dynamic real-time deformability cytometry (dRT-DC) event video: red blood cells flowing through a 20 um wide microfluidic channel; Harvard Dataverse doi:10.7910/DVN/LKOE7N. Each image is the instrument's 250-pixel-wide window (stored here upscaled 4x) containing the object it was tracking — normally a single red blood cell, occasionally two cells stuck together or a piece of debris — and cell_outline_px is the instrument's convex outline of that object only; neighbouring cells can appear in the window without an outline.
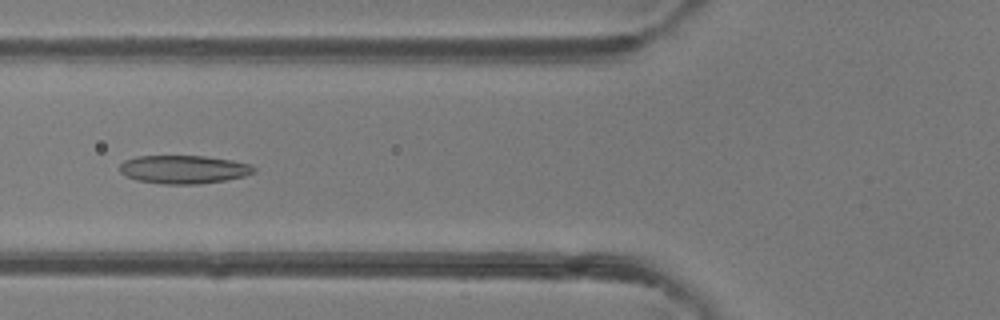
{"species": "common noctule bat (a hibernating species)", "species_latin": "Nyctalus noctula", "temperature_condition": "room temperature", "stored_images_in_passage": 49, "camera_frame_rate_fps": 3000, "um_per_image_px": 0.085, "animal": {"sex": "female"}, "frame": {"image": 1, "passage_image": 19, "time_ms": 6.0, "image_size_px": [1000, 320], "cell_outline_px": [[256, 172], [244, 176], [224, 180], [200, 184], [164, 184], [136, 180], [120, 172], [120, 164], [124, 160], [136, 156], [204, 156], [232, 160], [248, 164], [256, 168]], "centroid_in_image_um": [15.61, 14.4], "position_along_channel_um": 110.2, "area_um2": 22.08}}
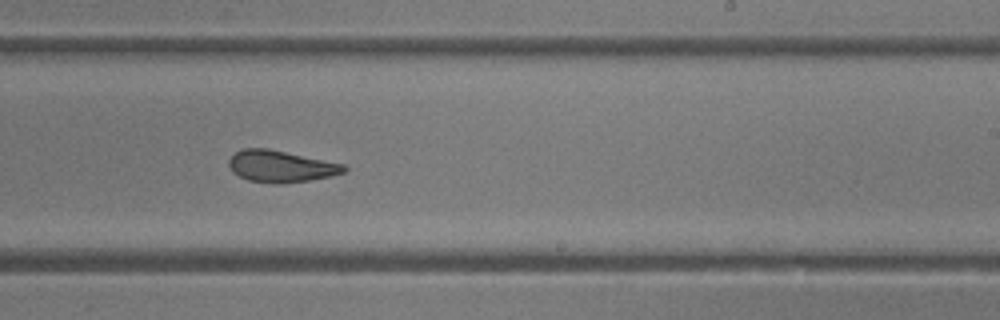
{"frame": {"image": 2, "passage_image": 30, "time_ms": 9.667, "image_size_px": [1000, 320], "cell_outline_px": [[348, 168], [344, 172], [332, 176], [284, 184], [272, 184], [248, 180], [232, 172], [228, 164], [228, 160], [236, 152], [244, 148], [268, 148], [344, 164]], "centroid_in_image_um": [23.86, 14.14], "position_along_channel_um": 265.1, "area_um2": 21.33}}
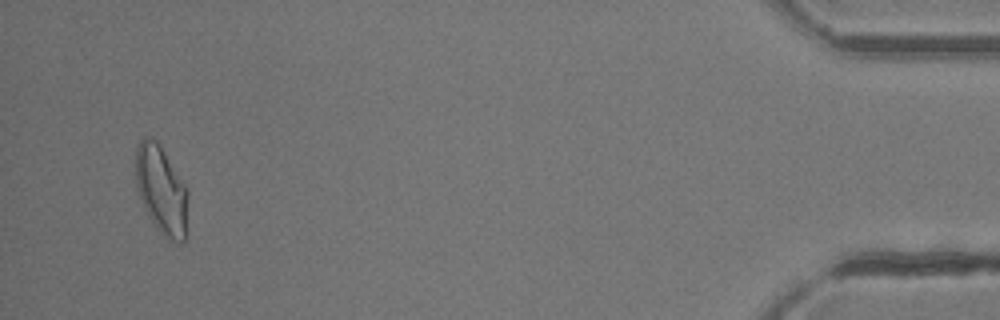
{"frame": {"image": 3, "passage_image": 47, "time_ms": 15.333, "image_size_px": [1000, 320], "cell_outline_px": [[188, 236], [184, 240], [172, 240], [160, 232], [156, 228], [140, 196], [136, 184], [136, 144], [144, 136], [152, 136], [160, 144], [184, 184], [188, 192]], "centroid_in_image_um": [13.74, 16.12], "position_along_channel_um": 421.5, "area_um2": 26.88}, "authors_computed_cell_mechanics": {"area_um2": 23.1778, "velocity_mm_per_s": 4.2204, "shape_relaxation_time_tau1_ms": null, "shape_relaxation_time_tau2_ms": 2.816, "deformation_change_tau1": null, "deformation_change_tau2": 0.1007}}